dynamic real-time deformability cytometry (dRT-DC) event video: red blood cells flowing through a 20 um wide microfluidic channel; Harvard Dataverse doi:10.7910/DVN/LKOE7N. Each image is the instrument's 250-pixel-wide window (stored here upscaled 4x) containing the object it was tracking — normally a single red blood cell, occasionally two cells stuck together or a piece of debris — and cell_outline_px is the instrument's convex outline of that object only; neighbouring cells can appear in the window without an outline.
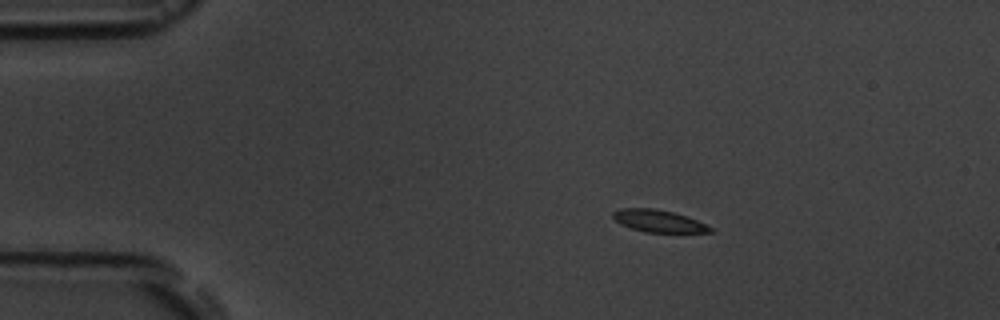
{"species": "common noctule bat (a hibernating species)", "species_latin": "Nyctalus noctula", "temperature_condition": "room temperature", "stored_images_in_passage": 3, "camera_frame_rate_fps": 3000, "um_per_image_px": 0.085, "animal": {"sex": "male", "body_mass_g": 19.5, "forearm_length_mm": 54.6}, "frame": {"image": 1, "passage_image": 1, "time_ms": 0.0, "image_size_px": [1000, 320], "cell_outline_px": [[712, 232], [644, 232], [620, 224], [612, 216], [612, 212], [620, 208], [656, 208], [688, 216], [712, 228]], "centroid_in_image_um": [55.93, 18.77], "position_along_channel_um": 29.1, "area_um2": 12.48}}